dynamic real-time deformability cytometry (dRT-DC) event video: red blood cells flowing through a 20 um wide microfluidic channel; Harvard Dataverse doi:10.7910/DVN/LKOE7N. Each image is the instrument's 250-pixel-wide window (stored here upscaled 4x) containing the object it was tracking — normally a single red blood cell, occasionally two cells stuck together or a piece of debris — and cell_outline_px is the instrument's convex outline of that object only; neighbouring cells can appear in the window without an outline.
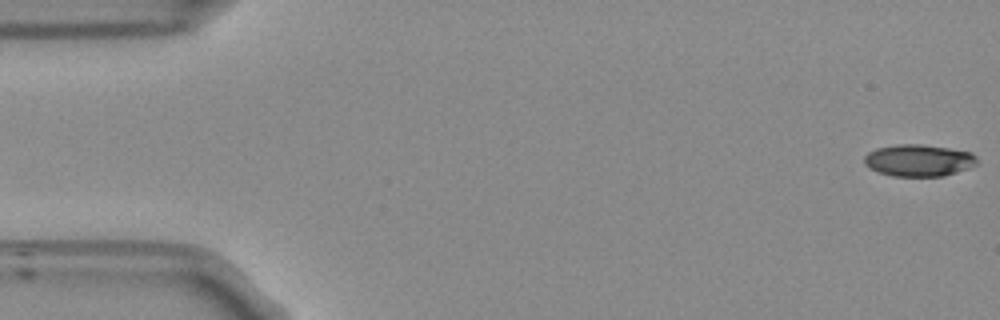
{"species": "Egyptian fruit bat (a non-hibernating species)", "species_latin": "Rousettus aegyptiacus", "temperature_condition": "room temperature", "stored_images_in_passage": 53, "camera_frame_rate_fps": 3000, "um_per_image_px": 0.085, "frame": {"image": 1, "passage_image": 1, "time_ms": 0.0, "image_size_px": [1000, 320], "cell_outline_px": [[976, 164], [968, 168], [944, 176], [892, 176], [880, 172], [864, 164], [864, 156], [868, 152], [876, 148], [900, 144], [920, 144], [948, 148], [972, 152], [976, 156]], "centroid_in_image_um": [78.09, 13.63], "position_along_channel_um": 6.9, "area_um2": 20.81}}
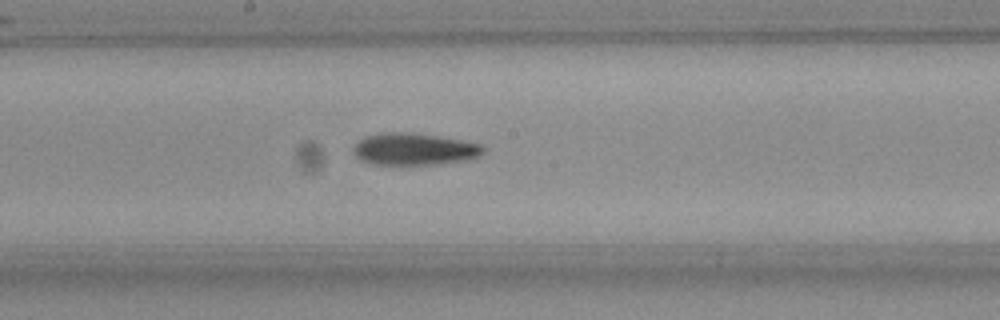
{"frame": {"image": 2, "passage_image": 28, "time_ms": 9.0, "image_size_px": [1000, 320], "cell_outline_px": [[484, 152], [468, 160], [436, 164], [376, 164], [364, 160], [356, 156], [352, 148], [360, 140], [368, 136], [384, 132], [412, 132], [460, 140], [480, 144], [484, 148]], "centroid_in_image_um": [35.22, 12.67], "position_along_channel_um": 213.0, "area_um2": 23.76}}
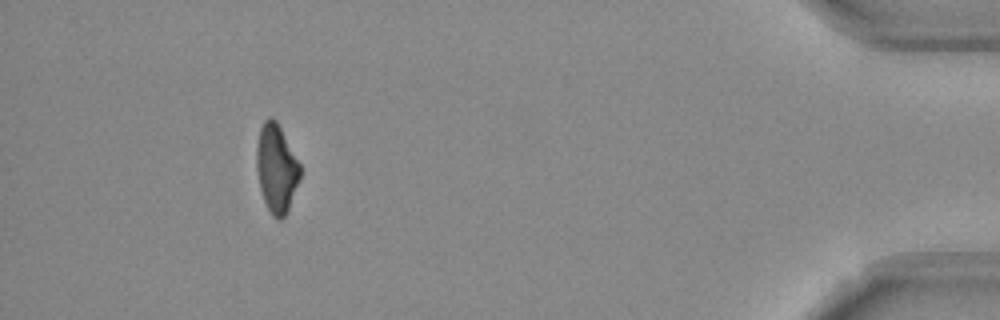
{"frame": {"image": 3, "passage_image": 49, "time_ms": 16.0, "image_size_px": [1000, 320], "cell_outline_px": [[300, 176], [288, 208], [284, 216], [280, 220], [276, 220], [272, 216], [264, 200], [260, 188], [256, 168], [256, 148], [260, 128], [264, 120], [268, 116], [272, 116], [276, 120], [300, 164]], "centroid_in_image_um": [23.47, 14.29], "position_along_channel_um": 411.7, "area_um2": 22.14}, "authors_computed_cell_mechanics": {"area_um2": 22.8888, "velocity_mm_per_s": 3.7875, "shape_relaxation_time_tau1_ms": 4.9198, "shape_relaxation_time_tau2_ms": 10.0957, "deformation_change_tau1": 0.1717, "deformation_change_tau2": 0.2226}}